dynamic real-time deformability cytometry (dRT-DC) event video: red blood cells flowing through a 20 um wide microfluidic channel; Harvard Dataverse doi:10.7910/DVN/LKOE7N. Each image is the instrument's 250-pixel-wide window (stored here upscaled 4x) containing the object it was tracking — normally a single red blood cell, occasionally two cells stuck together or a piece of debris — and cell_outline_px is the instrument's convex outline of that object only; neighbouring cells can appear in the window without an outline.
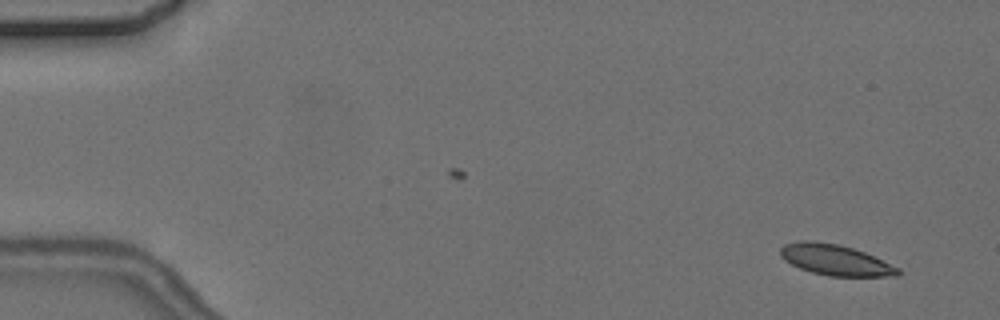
{"species": "common noctule bat (a hibernating species)", "species_latin": "Nyctalus noctula", "temperature_condition": "cold", "stored_images_in_passage": 5, "camera_frame_rate_fps": 3000, "um_per_image_px": 0.085, "animal": {"sex": "female", "body_mass_g": 24.6, "forearm_length_mm": 56.2}, "frame": {"image": 1, "passage_image": 1, "time_ms": 0.0, "image_size_px": [1000, 320], "cell_outline_px": [[904, 272], [900, 276], [828, 276], [812, 272], [800, 268], [784, 260], [780, 256], [780, 248], [784, 244], [800, 240], [812, 240], [840, 244], [864, 252], [900, 268]], "centroid_in_image_um": [71.01, 22.09], "position_along_channel_um": 14.0, "area_um2": 21.27}}
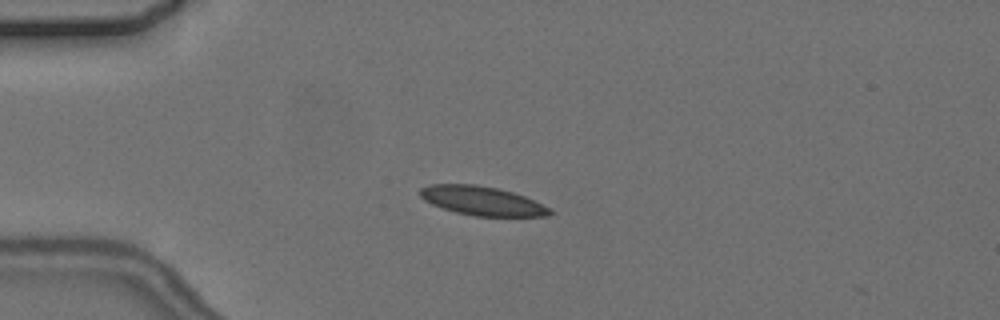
{"frame": {"image": 2, "passage_image": 4, "time_ms": 3.667, "image_size_px": [1000, 320], "cell_outline_px": [[556, 212], [548, 216], [472, 216], [456, 212], [432, 204], [424, 200], [420, 196], [420, 188], [428, 184], [476, 184], [496, 188], [512, 192], [524, 196], [552, 208]], "centroid_in_image_um": [41.01, 17.07], "position_along_channel_um": 44.0, "area_um2": 22.02}}